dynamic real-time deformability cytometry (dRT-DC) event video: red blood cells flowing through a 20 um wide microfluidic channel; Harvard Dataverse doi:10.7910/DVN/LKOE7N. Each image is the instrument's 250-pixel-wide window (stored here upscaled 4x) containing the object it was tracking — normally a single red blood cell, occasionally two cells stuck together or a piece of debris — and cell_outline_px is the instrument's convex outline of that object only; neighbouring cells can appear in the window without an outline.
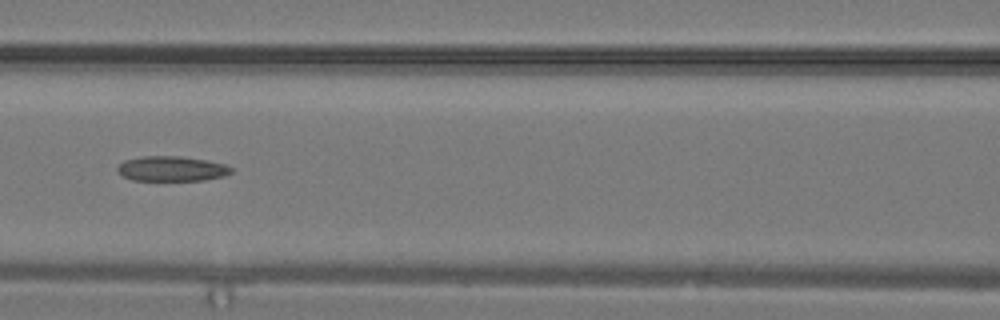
{"species": "common noctule bat (a hibernating species)", "species_latin": "Nyctalus noctula", "temperature_condition": "warm", "stored_images_in_passage": 19, "camera_frame_rate_fps": 3000, "um_per_image_px": 0.085, "animal": {"sex": "male", "body_mass_g": 19.2, "forearm_length_mm": 51.8}, "frame": {"image": 1, "passage_image": 14, "time_ms": 4.333, "image_size_px": [1000, 320], "cell_outline_px": [[232, 172], [224, 176], [204, 180], [132, 180], [124, 176], [116, 168], [124, 160], [140, 156], [180, 156], [204, 160], [224, 164], [232, 168]], "centroid_in_image_um": [14.58, 14.33], "position_along_channel_um": 152.0, "area_um2": 16.42}}
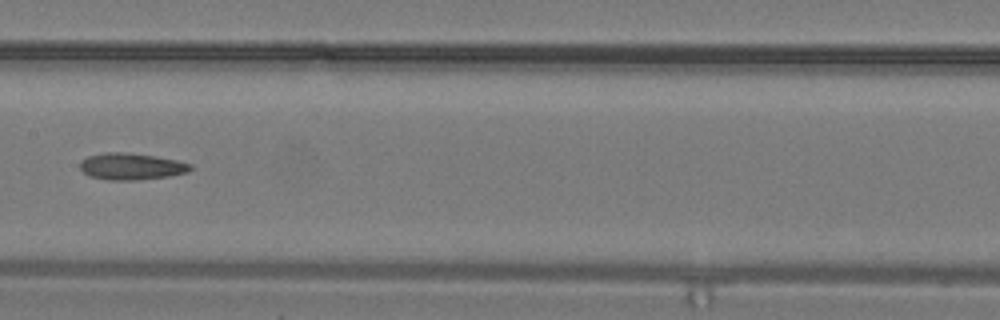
{"frame": {"image": 2, "passage_image": 16, "time_ms": 5.0, "image_size_px": [1000, 320], "cell_outline_px": [[192, 168], [188, 172], [168, 176], [140, 180], [108, 180], [88, 176], [80, 168], [80, 160], [88, 156], [104, 152], [124, 152], [156, 156], [176, 160], [192, 164]], "centroid_in_image_um": [11.14, 14.14], "position_along_channel_um": 196.3, "area_um2": 17.28}}
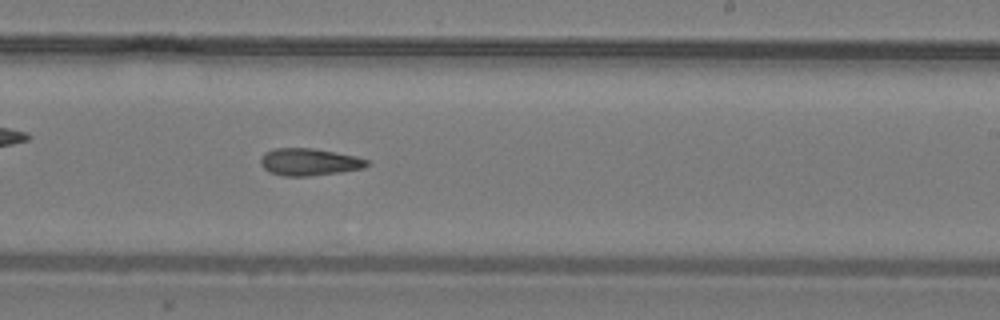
{"frame": {"image": 3, "passage_image": 19, "time_ms": 6.0, "image_size_px": [1000, 320], "cell_outline_px": [[368, 164], [364, 168], [340, 172], [308, 176], [284, 176], [268, 172], [260, 164], [260, 160], [264, 152], [276, 148], [312, 148], [336, 152], [356, 156], [368, 160]], "centroid_in_image_um": [26.26, 13.76], "position_along_channel_um": 262.7, "area_um2": 16.88}}